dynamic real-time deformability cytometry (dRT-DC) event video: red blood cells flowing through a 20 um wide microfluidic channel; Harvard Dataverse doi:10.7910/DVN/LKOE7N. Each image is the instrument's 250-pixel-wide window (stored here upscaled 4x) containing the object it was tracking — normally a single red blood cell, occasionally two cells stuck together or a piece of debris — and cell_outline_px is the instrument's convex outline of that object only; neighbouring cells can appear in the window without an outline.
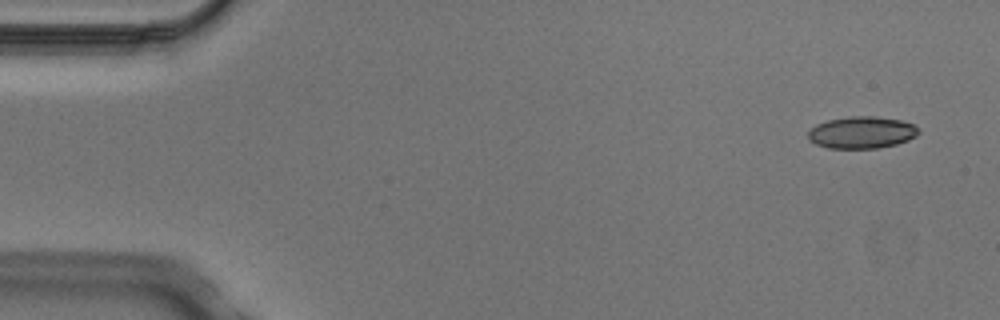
{"species": "Egyptian fruit bat (a non-hibernating species)", "species_latin": "Rousettus aegyptiacus", "temperature_condition": "cold", "stored_images_in_passage": 7, "camera_frame_rate_fps": 3000, "um_per_image_px": 0.085, "animal": {"sex": "male"}, "frame": {"image": 1, "passage_image": 1, "time_ms": 0.0, "image_size_px": [1000, 320], "cell_outline_px": [[920, 132], [916, 136], [908, 140], [896, 144], [876, 148], [828, 148], [816, 144], [808, 140], [808, 132], [816, 124], [828, 120], [848, 116], [876, 116], [900, 120], [912, 124], [920, 128]], "centroid_in_image_um": [73.25, 11.25], "position_along_channel_um": 11.8, "area_um2": 20.63}}
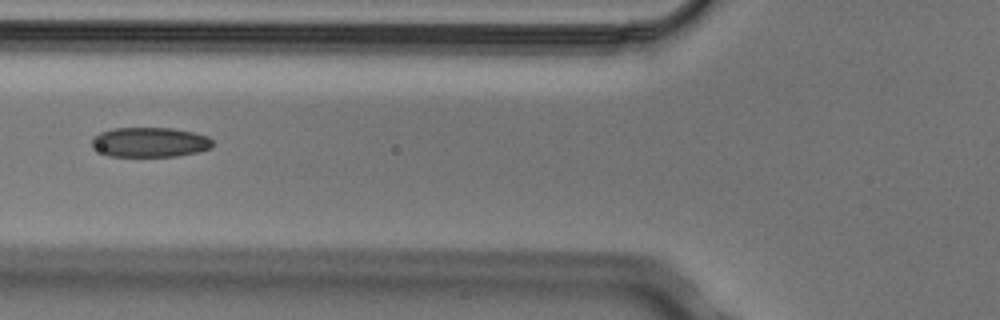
{"frame": {"image": 2, "passage_image": 5, "time_ms": 1.333, "image_size_px": [1000, 320], "cell_outline_px": [[212, 144], [208, 148], [196, 152], [176, 156], [108, 156], [92, 148], [92, 136], [100, 132], [116, 128], [172, 128], [192, 132], [208, 136], [212, 140]], "centroid_in_image_um": [12.68, 12.08], "position_along_channel_um": 113.1, "area_um2": 20.87}}
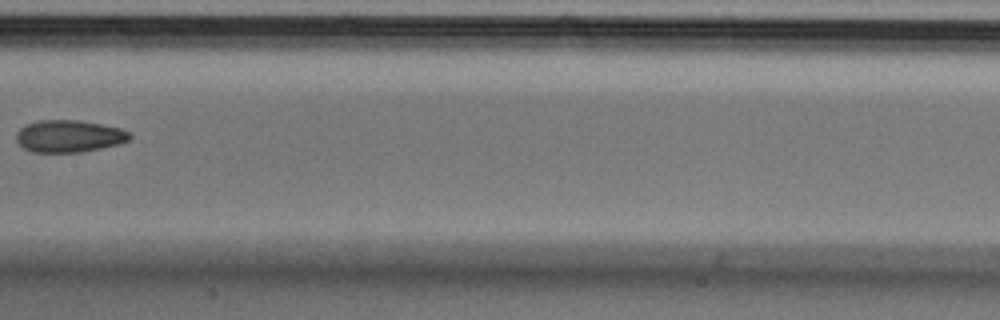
{"frame": {"image": 3, "passage_image": 7, "time_ms": 2.0, "image_size_px": [1000, 320], "cell_outline_px": [[132, 136], [128, 140], [120, 144], [80, 152], [32, 152], [24, 148], [16, 140], [16, 132], [20, 128], [28, 124], [40, 120], [80, 120], [120, 128], [128, 132]], "centroid_in_image_um": [5.86, 11.57], "position_along_channel_um": 201.5, "area_um2": 21.15}}